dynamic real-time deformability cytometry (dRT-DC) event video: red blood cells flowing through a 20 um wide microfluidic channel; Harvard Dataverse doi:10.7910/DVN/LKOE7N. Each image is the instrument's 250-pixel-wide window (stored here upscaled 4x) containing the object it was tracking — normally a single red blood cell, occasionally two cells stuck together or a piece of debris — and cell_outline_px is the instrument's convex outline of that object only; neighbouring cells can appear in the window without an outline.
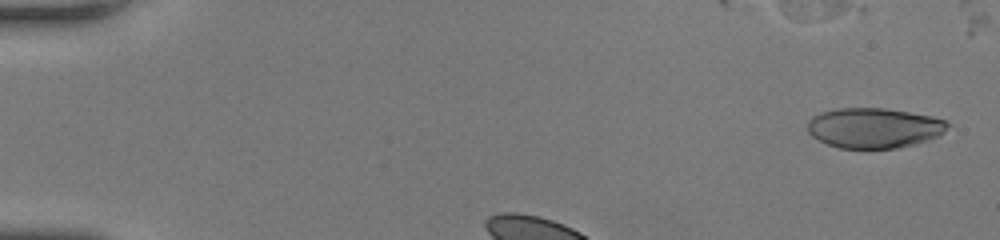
{"species": "human", "species_latin": "Homo sapiens", "temperature_condition": "room temperature", "stored_images_in_passage": 33, "camera_frame_rate_fps": 3000, "um_per_image_px": 0.085, "donor": {"sex": "female"}, "frame": {"image": 1, "passage_image": 1, "time_ms": 0.0, "image_size_px": [1000, 240], "cell_outline_px": [[948, 124], [944, 132], [928, 140], [916, 144], [896, 148], [840, 148], [828, 144], [812, 136], [808, 132], [808, 120], [812, 116], [820, 112], [836, 108], [884, 108], [908, 112], [928, 116], [944, 120]], "centroid_in_image_um": [74.24, 10.87], "position_along_channel_um": 10.8, "area_um2": 32.54}}
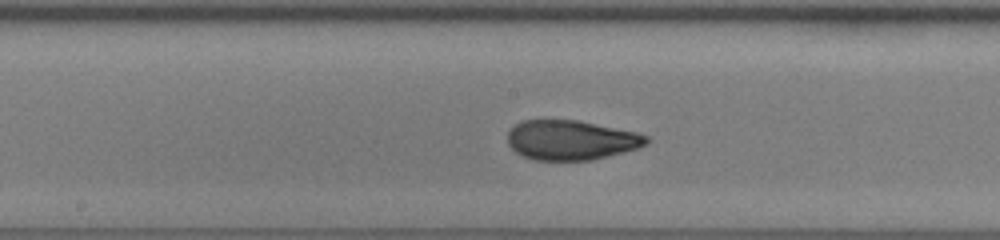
{"frame": {"image": 2, "passage_image": 16, "time_ms": 5.0, "image_size_px": [1000, 240], "cell_outline_px": [[648, 144], [640, 148], [624, 152], [588, 160], [532, 160], [520, 156], [508, 144], [508, 132], [516, 124], [524, 120], [576, 120], [636, 132], [648, 136]], "centroid_in_image_um": [48.53, 11.91], "position_along_channel_um": 199.7, "area_um2": 32.02}}
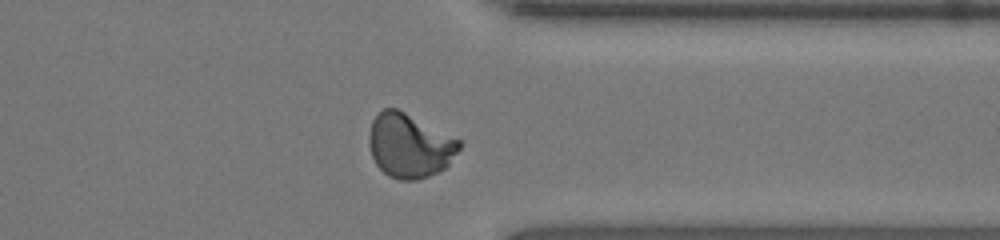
{"frame": {"image": 3, "passage_image": 29, "time_ms": 9.333, "image_size_px": [1000, 240], "cell_outline_px": [[460, 148], [448, 164], [444, 168], [428, 176], [416, 180], [400, 180], [388, 176], [376, 164], [372, 156], [368, 144], [368, 136], [372, 120], [384, 108], [396, 108], [460, 140]], "centroid_in_image_um": [34.77, 12.39], "position_along_channel_um": 376.6, "area_um2": 33.29}, "authors_computed_cell_mechanics": {"area_um2": 32.4836, "velocity_mm_per_s": 4.1533, "shape_relaxation_time_tau1_ms": 8.6416, "shape_relaxation_time_tau2_ms": null, "deformation_change_tau1": 0.2724, "deformation_change_tau2": null}}